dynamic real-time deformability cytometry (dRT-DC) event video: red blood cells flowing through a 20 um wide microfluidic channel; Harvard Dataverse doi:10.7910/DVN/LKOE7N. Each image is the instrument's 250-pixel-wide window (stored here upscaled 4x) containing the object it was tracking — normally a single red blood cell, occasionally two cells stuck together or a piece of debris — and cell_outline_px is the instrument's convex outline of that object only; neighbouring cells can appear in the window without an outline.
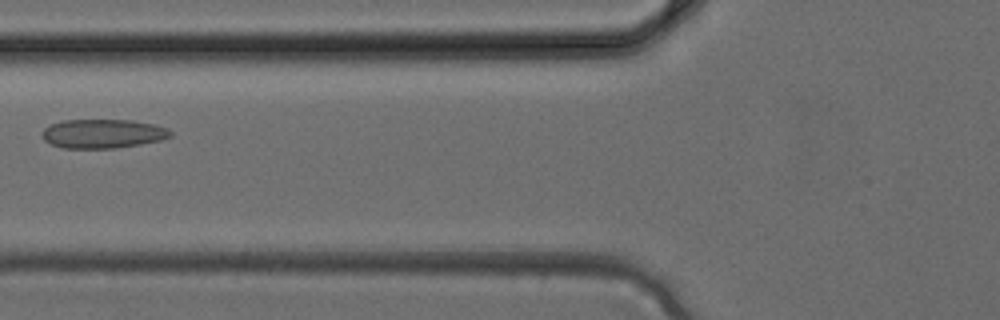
{"species": "common noctule bat (a hibernating species)", "species_latin": "Nyctalus noctula", "temperature_condition": "cold", "stored_images_in_passage": 4, "camera_frame_rate_fps": 3000, "um_per_image_px": 0.085, "animal": {"sex": "female", "body_mass_g": 24.6, "forearm_length_mm": 56.2}, "frame": {"image": 1, "passage_image": 4, "time_ms": 1.0, "image_size_px": [1000, 320], "cell_outline_px": [[172, 136], [160, 140], [140, 144], [116, 148], [64, 148], [48, 144], [44, 140], [44, 128], [52, 124], [64, 120], [132, 120], [152, 124], [168, 128], [172, 132]], "centroid_in_image_um": [8.75, 11.36], "position_along_channel_um": 117.0, "area_um2": 21.62}}